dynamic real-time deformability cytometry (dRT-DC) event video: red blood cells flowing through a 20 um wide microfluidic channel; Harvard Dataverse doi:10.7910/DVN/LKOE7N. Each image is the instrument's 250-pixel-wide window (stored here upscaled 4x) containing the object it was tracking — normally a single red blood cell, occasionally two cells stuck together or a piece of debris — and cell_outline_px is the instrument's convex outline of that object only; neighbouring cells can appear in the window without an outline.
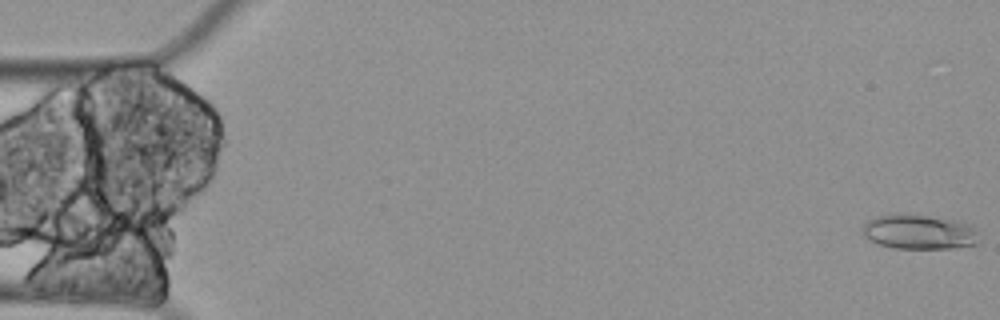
{"species": "Egyptian fruit bat (a non-hibernating species)", "species_latin": "Rousettus aegyptiacus", "temperature_condition": "cold", "stored_images_in_passage": 6, "camera_frame_rate_fps": 3000, "um_per_image_px": 0.085, "animal": {"sex": "female"}, "frame": {"image": 1, "passage_image": 1, "time_ms": 0.0, "image_size_px": [1000, 320], "cell_outline_px": [[976, 244], [952, 248], [896, 248], [880, 244], [868, 240], [860, 232], [860, 228], [868, 220], [876, 216], [924, 216], [956, 220], [972, 224], [976, 228]], "centroid_in_image_um": [78.11, 19.73], "position_along_channel_um": 6.9, "area_um2": 23.0}}
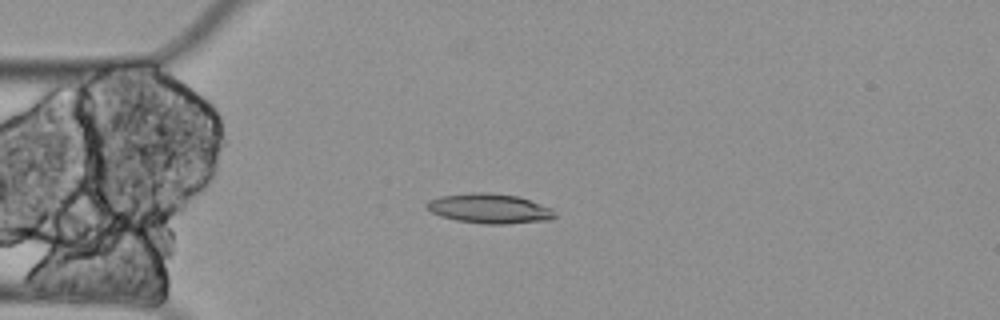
{"frame": {"image": 2, "passage_image": 5, "time_ms": 1.333, "image_size_px": [1000, 320], "cell_outline_px": [[556, 216], [552, 220], [508, 224], [484, 224], [456, 220], [440, 216], [424, 208], [424, 204], [428, 200], [440, 196], [472, 192], [484, 192], [516, 196], [552, 208]], "centroid_in_image_um": [41.57, 17.73], "position_along_channel_um": 43.4, "area_um2": 22.31}}